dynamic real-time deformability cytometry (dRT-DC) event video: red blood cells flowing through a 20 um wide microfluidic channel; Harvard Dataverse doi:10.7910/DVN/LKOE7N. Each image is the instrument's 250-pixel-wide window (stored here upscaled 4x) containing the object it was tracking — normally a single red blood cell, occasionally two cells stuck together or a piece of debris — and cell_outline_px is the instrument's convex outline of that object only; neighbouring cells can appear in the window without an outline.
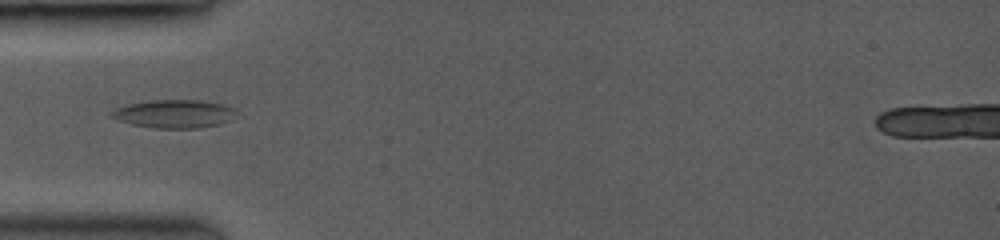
{"species": "common noctule bat (a hibernating species)", "species_latin": "Nyctalus noctula", "temperature_condition": "room temperature", "stored_images_in_passage": 41, "segment_of_instrument_passage": [1, 2], "camera_frame_rate_fps": 3500, "um_per_image_px": 0.085, "animal": {"sex": "female", "body_mass_g": 19.0, "forearm_length_mm": 53.3}, "frame": {"image": 1, "passage_image": 1, "time_ms": 0.0, "image_size_px": [1000, 240], "cell_outline_px": [[236, 112], [232, 120], [220, 124], [200, 128], [152, 128], [132, 124], [116, 120], [112, 116], [112, 112], [116, 108], [132, 104], [152, 100], [192, 100], [220, 104], [232, 108]], "centroid_in_image_um": [14.82, 9.7], "position_along_channel_um": 70.2, "area_um2": 20.17}}
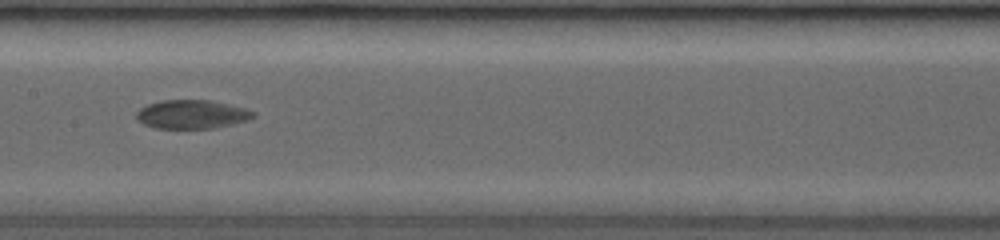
{"frame": {"image": 2, "passage_image": 12, "time_ms": 3.143, "image_size_px": [1000, 240], "cell_outline_px": [[256, 116], [248, 120], [216, 128], [156, 128], [144, 124], [136, 116], [136, 112], [140, 108], [148, 104], [164, 100], [208, 100], [244, 108], [256, 112]], "centroid_in_image_um": [16.33, 9.72], "position_along_channel_um": 191.1, "area_um2": 19.36}}
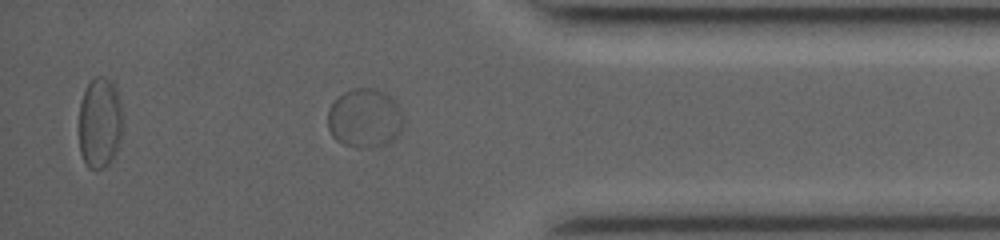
{"frame": {"image": 3, "passage_image": 32, "time_ms": 8.857, "image_size_px": [1000, 240], "cell_outline_px": [[404, 124], [396, 140], [388, 144], [368, 148], [356, 148], [344, 144], [336, 140], [332, 136], [328, 128], [328, 108], [344, 92], [352, 88], [376, 88], [392, 96], [396, 100], [400, 108], [404, 120]], "centroid_in_image_um": [31.04, 10.06], "position_along_channel_um": 404.2, "area_um2": 26.65}}